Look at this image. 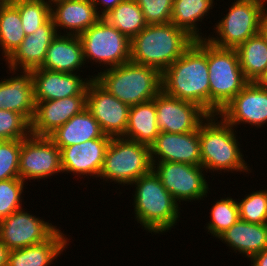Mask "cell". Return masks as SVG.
<instances>
[{
	"mask_svg": "<svg viewBox=\"0 0 267 266\" xmlns=\"http://www.w3.org/2000/svg\"><path fill=\"white\" fill-rule=\"evenodd\" d=\"M263 5V12L267 13V8H265L264 4L267 2V0H259ZM266 1V2H265Z\"/></svg>",
	"mask_w": 267,
	"mask_h": 266,
	"instance_id": "obj_44",
	"label": "cell"
},
{
	"mask_svg": "<svg viewBox=\"0 0 267 266\" xmlns=\"http://www.w3.org/2000/svg\"><path fill=\"white\" fill-rule=\"evenodd\" d=\"M57 230L48 240L9 252L8 266H48L59 257L68 244V238Z\"/></svg>",
	"mask_w": 267,
	"mask_h": 266,
	"instance_id": "obj_25",
	"label": "cell"
},
{
	"mask_svg": "<svg viewBox=\"0 0 267 266\" xmlns=\"http://www.w3.org/2000/svg\"><path fill=\"white\" fill-rule=\"evenodd\" d=\"M111 139L112 137L104 134L101 138L62 148L60 151L63 172L99 177Z\"/></svg>",
	"mask_w": 267,
	"mask_h": 266,
	"instance_id": "obj_19",
	"label": "cell"
},
{
	"mask_svg": "<svg viewBox=\"0 0 267 266\" xmlns=\"http://www.w3.org/2000/svg\"><path fill=\"white\" fill-rule=\"evenodd\" d=\"M216 116L209 115L199 126L201 166L205 171L210 169L209 172H249L234 133L235 127L222 118L218 121Z\"/></svg>",
	"mask_w": 267,
	"mask_h": 266,
	"instance_id": "obj_5",
	"label": "cell"
},
{
	"mask_svg": "<svg viewBox=\"0 0 267 266\" xmlns=\"http://www.w3.org/2000/svg\"><path fill=\"white\" fill-rule=\"evenodd\" d=\"M86 99L87 96H72L35 102V114L30 123V133L49 137L74 115L86 108Z\"/></svg>",
	"mask_w": 267,
	"mask_h": 266,
	"instance_id": "obj_18",
	"label": "cell"
},
{
	"mask_svg": "<svg viewBox=\"0 0 267 266\" xmlns=\"http://www.w3.org/2000/svg\"><path fill=\"white\" fill-rule=\"evenodd\" d=\"M7 0H0V7L6 2Z\"/></svg>",
	"mask_w": 267,
	"mask_h": 266,
	"instance_id": "obj_45",
	"label": "cell"
},
{
	"mask_svg": "<svg viewBox=\"0 0 267 266\" xmlns=\"http://www.w3.org/2000/svg\"><path fill=\"white\" fill-rule=\"evenodd\" d=\"M210 115H217L248 83L236 49L220 48L207 40Z\"/></svg>",
	"mask_w": 267,
	"mask_h": 266,
	"instance_id": "obj_6",
	"label": "cell"
},
{
	"mask_svg": "<svg viewBox=\"0 0 267 266\" xmlns=\"http://www.w3.org/2000/svg\"><path fill=\"white\" fill-rule=\"evenodd\" d=\"M233 127L241 123L260 127L267 122V90L249 82L217 114Z\"/></svg>",
	"mask_w": 267,
	"mask_h": 266,
	"instance_id": "obj_15",
	"label": "cell"
},
{
	"mask_svg": "<svg viewBox=\"0 0 267 266\" xmlns=\"http://www.w3.org/2000/svg\"><path fill=\"white\" fill-rule=\"evenodd\" d=\"M104 135L97 120L85 108L59 127L49 137L60 148L80 144Z\"/></svg>",
	"mask_w": 267,
	"mask_h": 266,
	"instance_id": "obj_26",
	"label": "cell"
},
{
	"mask_svg": "<svg viewBox=\"0 0 267 266\" xmlns=\"http://www.w3.org/2000/svg\"><path fill=\"white\" fill-rule=\"evenodd\" d=\"M30 134V123L21 114L0 110V140L25 139Z\"/></svg>",
	"mask_w": 267,
	"mask_h": 266,
	"instance_id": "obj_36",
	"label": "cell"
},
{
	"mask_svg": "<svg viewBox=\"0 0 267 266\" xmlns=\"http://www.w3.org/2000/svg\"><path fill=\"white\" fill-rule=\"evenodd\" d=\"M57 32L52 17L31 35H26L22 43L5 61L10 73L20 70L31 71L41 68L46 57V51ZM21 67V68H20Z\"/></svg>",
	"mask_w": 267,
	"mask_h": 266,
	"instance_id": "obj_20",
	"label": "cell"
},
{
	"mask_svg": "<svg viewBox=\"0 0 267 266\" xmlns=\"http://www.w3.org/2000/svg\"><path fill=\"white\" fill-rule=\"evenodd\" d=\"M259 34L264 38L267 43V13L263 12L260 19Z\"/></svg>",
	"mask_w": 267,
	"mask_h": 266,
	"instance_id": "obj_42",
	"label": "cell"
},
{
	"mask_svg": "<svg viewBox=\"0 0 267 266\" xmlns=\"http://www.w3.org/2000/svg\"><path fill=\"white\" fill-rule=\"evenodd\" d=\"M102 19L130 40L148 25L136 0H124Z\"/></svg>",
	"mask_w": 267,
	"mask_h": 266,
	"instance_id": "obj_30",
	"label": "cell"
},
{
	"mask_svg": "<svg viewBox=\"0 0 267 266\" xmlns=\"http://www.w3.org/2000/svg\"><path fill=\"white\" fill-rule=\"evenodd\" d=\"M10 250L0 241V266H8Z\"/></svg>",
	"mask_w": 267,
	"mask_h": 266,
	"instance_id": "obj_41",
	"label": "cell"
},
{
	"mask_svg": "<svg viewBox=\"0 0 267 266\" xmlns=\"http://www.w3.org/2000/svg\"><path fill=\"white\" fill-rule=\"evenodd\" d=\"M157 127L160 132L186 133L199 129L209 116L198 105L172 97L161 90L155 97Z\"/></svg>",
	"mask_w": 267,
	"mask_h": 266,
	"instance_id": "obj_14",
	"label": "cell"
},
{
	"mask_svg": "<svg viewBox=\"0 0 267 266\" xmlns=\"http://www.w3.org/2000/svg\"><path fill=\"white\" fill-rule=\"evenodd\" d=\"M136 187L134 212L137 222L150 233H163L176 225L180 207L152 169L132 183Z\"/></svg>",
	"mask_w": 267,
	"mask_h": 266,
	"instance_id": "obj_3",
	"label": "cell"
},
{
	"mask_svg": "<svg viewBox=\"0 0 267 266\" xmlns=\"http://www.w3.org/2000/svg\"><path fill=\"white\" fill-rule=\"evenodd\" d=\"M79 38L85 62L89 59L112 68L130 61V39L102 17Z\"/></svg>",
	"mask_w": 267,
	"mask_h": 266,
	"instance_id": "obj_9",
	"label": "cell"
},
{
	"mask_svg": "<svg viewBox=\"0 0 267 266\" xmlns=\"http://www.w3.org/2000/svg\"><path fill=\"white\" fill-rule=\"evenodd\" d=\"M162 90L210 115L207 40L198 39L162 73Z\"/></svg>",
	"mask_w": 267,
	"mask_h": 266,
	"instance_id": "obj_1",
	"label": "cell"
},
{
	"mask_svg": "<svg viewBox=\"0 0 267 266\" xmlns=\"http://www.w3.org/2000/svg\"><path fill=\"white\" fill-rule=\"evenodd\" d=\"M152 168L149 145L123 137H112L99 177L105 181L131 185Z\"/></svg>",
	"mask_w": 267,
	"mask_h": 266,
	"instance_id": "obj_7",
	"label": "cell"
},
{
	"mask_svg": "<svg viewBox=\"0 0 267 266\" xmlns=\"http://www.w3.org/2000/svg\"><path fill=\"white\" fill-rule=\"evenodd\" d=\"M25 38L18 9L7 0L0 7V47L8 58Z\"/></svg>",
	"mask_w": 267,
	"mask_h": 266,
	"instance_id": "obj_31",
	"label": "cell"
},
{
	"mask_svg": "<svg viewBox=\"0 0 267 266\" xmlns=\"http://www.w3.org/2000/svg\"><path fill=\"white\" fill-rule=\"evenodd\" d=\"M21 139L0 140V181L19 178Z\"/></svg>",
	"mask_w": 267,
	"mask_h": 266,
	"instance_id": "obj_37",
	"label": "cell"
},
{
	"mask_svg": "<svg viewBox=\"0 0 267 266\" xmlns=\"http://www.w3.org/2000/svg\"><path fill=\"white\" fill-rule=\"evenodd\" d=\"M86 108L105 135L122 137L125 134L130 106L114 97L95 79L87 87Z\"/></svg>",
	"mask_w": 267,
	"mask_h": 266,
	"instance_id": "obj_12",
	"label": "cell"
},
{
	"mask_svg": "<svg viewBox=\"0 0 267 266\" xmlns=\"http://www.w3.org/2000/svg\"><path fill=\"white\" fill-rule=\"evenodd\" d=\"M194 41L185 30L171 22L147 25L130 40V61L163 73Z\"/></svg>",
	"mask_w": 267,
	"mask_h": 266,
	"instance_id": "obj_2",
	"label": "cell"
},
{
	"mask_svg": "<svg viewBox=\"0 0 267 266\" xmlns=\"http://www.w3.org/2000/svg\"><path fill=\"white\" fill-rule=\"evenodd\" d=\"M94 76L103 88L129 106L153 100L162 90V73L158 69L132 61Z\"/></svg>",
	"mask_w": 267,
	"mask_h": 266,
	"instance_id": "obj_4",
	"label": "cell"
},
{
	"mask_svg": "<svg viewBox=\"0 0 267 266\" xmlns=\"http://www.w3.org/2000/svg\"><path fill=\"white\" fill-rule=\"evenodd\" d=\"M24 184L20 178L0 181V221L22 208L21 195Z\"/></svg>",
	"mask_w": 267,
	"mask_h": 266,
	"instance_id": "obj_35",
	"label": "cell"
},
{
	"mask_svg": "<svg viewBox=\"0 0 267 266\" xmlns=\"http://www.w3.org/2000/svg\"><path fill=\"white\" fill-rule=\"evenodd\" d=\"M262 14L263 5L259 0H234L228 14L214 26L217 38L209 35L206 40L220 48L236 49L259 33Z\"/></svg>",
	"mask_w": 267,
	"mask_h": 266,
	"instance_id": "obj_8",
	"label": "cell"
},
{
	"mask_svg": "<svg viewBox=\"0 0 267 266\" xmlns=\"http://www.w3.org/2000/svg\"><path fill=\"white\" fill-rule=\"evenodd\" d=\"M214 0H173L171 23L185 30L195 40L205 39L200 35L197 21L213 8ZM201 19V20H200Z\"/></svg>",
	"mask_w": 267,
	"mask_h": 266,
	"instance_id": "obj_28",
	"label": "cell"
},
{
	"mask_svg": "<svg viewBox=\"0 0 267 266\" xmlns=\"http://www.w3.org/2000/svg\"><path fill=\"white\" fill-rule=\"evenodd\" d=\"M35 105L32 71L23 70L22 75L0 80V110L15 111L31 123Z\"/></svg>",
	"mask_w": 267,
	"mask_h": 266,
	"instance_id": "obj_22",
	"label": "cell"
},
{
	"mask_svg": "<svg viewBox=\"0 0 267 266\" xmlns=\"http://www.w3.org/2000/svg\"><path fill=\"white\" fill-rule=\"evenodd\" d=\"M237 204L240 220L267 224V190L253 191Z\"/></svg>",
	"mask_w": 267,
	"mask_h": 266,
	"instance_id": "obj_34",
	"label": "cell"
},
{
	"mask_svg": "<svg viewBox=\"0 0 267 266\" xmlns=\"http://www.w3.org/2000/svg\"><path fill=\"white\" fill-rule=\"evenodd\" d=\"M31 71L35 102L87 96L88 84L95 78L91 76L83 81L80 74L76 73H62L43 68Z\"/></svg>",
	"mask_w": 267,
	"mask_h": 266,
	"instance_id": "obj_17",
	"label": "cell"
},
{
	"mask_svg": "<svg viewBox=\"0 0 267 266\" xmlns=\"http://www.w3.org/2000/svg\"><path fill=\"white\" fill-rule=\"evenodd\" d=\"M210 214L211 219L206 228L217 238L240 219L237 200L231 197L216 201Z\"/></svg>",
	"mask_w": 267,
	"mask_h": 266,
	"instance_id": "obj_33",
	"label": "cell"
},
{
	"mask_svg": "<svg viewBox=\"0 0 267 266\" xmlns=\"http://www.w3.org/2000/svg\"><path fill=\"white\" fill-rule=\"evenodd\" d=\"M255 83H256L259 87H261V88L267 90V68H266L265 71H264V72L257 78V80L255 81Z\"/></svg>",
	"mask_w": 267,
	"mask_h": 266,
	"instance_id": "obj_43",
	"label": "cell"
},
{
	"mask_svg": "<svg viewBox=\"0 0 267 266\" xmlns=\"http://www.w3.org/2000/svg\"><path fill=\"white\" fill-rule=\"evenodd\" d=\"M85 65L79 36L57 34L46 51L41 68L62 73H76Z\"/></svg>",
	"mask_w": 267,
	"mask_h": 266,
	"instance_id": "obj_23",
	"label": "cell"
},
{
	"mask_svg": "<svg viewBox=\"0 0 267 266\" xmlns=\"http://www.w3.org/2000/svg\"><path fill=\"white\" fill-rule=\"evenodd\" d=\"M63 173L60 148L48 136L30 134L21 139L19 178L25 180L47 179Z\"/></svg>",
	"mask_w": 267,
	"mask_h": 266,
	"instance_id": "obj_10",
	"label": "cell"
},
{
	"mask_svg": "<svg viewBox=\"0 0 267 266\" xmlns=\"http://www.w3.org/2000/svg\"><path fill=\"white\" fill-rule=\"evenodd\" d=\"M54 1H56V0H48L49 3H52V2H54Z\"/></svg>",
	"mask_w": 267,
	"mask_h": 266,
	"instance_id": "obj_46",
	"label": "cell"
},
{
	"mask_svg": "<svg viewBox=\"0 0 267 266\" xmlns=\"http://www.w3.org/2000/svg\"><path fill=\"white\" fill-rule=\"evenodd\" d=\"M250 260L252 266H267V249L254 255Z\"/></svg>",
	"mask_w": 267,
	"mask_h": 266,
	"instance_id": "obj_40",
	"label": "cell"
},
{
	"mask_svg": "<svg viewBox=\"0 0 267 266\" xmlns=\"http://www.w3.org/2000/svg\"><path fill=\"white\" fill-rule=\"evenodd\" d=\"M57 230L21 208L0 221V241L9 250L25 248L48 240Z\"/></svg>",
	"mask_w": 267,
	"mask_h": 266,
	"instance_id": "obj_13",
	"label": "cell"
},
{
	"mask_svg": "<svg viewBox=\"0 0 267 266\" xmlns=\"http://www.w3.org/2000/svg\"><path fill=\"white\" fill-rule=\"evenodd\" d=\"M51 5L56 31L66 28L67 35L79 36L101 18L92 0H56Z\"/></svg>",
	"mask_w": 267,
	"mask_h": 266,
	"instance_id": "obj_21",
	"label": "cell"
},
{
	"mask_svg": "<svg viewBox=\"0 0 267 266\" xmlns=\"http://www.w3.org/2000/svg\"><path fill=\"white\" fill-rule=\"evenodd\" d=\"M149 148L152 162H181L201 166L199 129L186 133L159 132Z\"/></svg>",
	"mask_w": 267,
	"mask_h": 266,
	"instance_id": "obj_16",
	"label": "cell"
},
{
	"mask_svg": "<svg viewBox=\"0 0 267 266\" xmlns=\"http://www.w3.org/2000/svg\"><path fill=\"white\" fill-rule=\"evenodd\" d=\"M218 239L233 248L235 253L238 251L251 259L267 249V224H253L239 219Z\"/></svg>",
	"mask_w": 267,
	"mask_h": 266,
	"instance_id": "obj_24",
	"label": "cell"
},
{
	"mask_svg": "<svg viewBox=\"0 0 267 266\" xmlns=\"http://www.w3.org/2000/svg\"><path fill=\"white\" fill-rule=\"evenodd\" d=\"M245 78L255 82L267 68V43L258 33L236 48Z\"/></svg>",
	"mask_w": 267,
	"mask_h": 266,
	"instance_id": "obj_29",
	"label": "cell"
},
{
	"mask_svg": "<svg viewBox=\"0 0 267 266\" xmlns=\"http://www.w3.org/2000/svg\"><path fill=\"white\" fill-rule=\"evenodd\" d=\"M152 164V169L159 176L163 187L176 202L195 201L207 197L210 188L204 178L205 169L202 166L181 162H152Z\"/></svg>",
	"mask_w": 267,
	"mask_h": 266,
	"instance_id": "obj_11",
	"label": "cell"
},
{
	"mask_svg": "<svg viewBox=\"0 0 267 266\" xmlns=\"http://www.w3.org/2000/svg\"><path fill=\"white\" fill-rule=\"evenodd\" d=\"M155 98L130 106L125 139L149 145L159 135Z\"/></svg>",
	"mask_w": 267,
	"mask_h": 266,
	"instance_id": "obj_27",
	"label": "cell"
},
{
	"mask_svg": "<svg viewBox=\"0 0 267 266\" xmlns=\"http://www.w3.org/2000/svg\"><path fill=\"white\" fill-rule=\"evenodd\" d=\"M124 0H92L97 13L102 17L103 15H105L108 11L114 9L119 3L123 2ZM101 2V3H100ZM101 4H103V11L101 10V14L100 11H98V5L101 6Z\"/></svg>",
	"mask_w": 267,
	"mask_h": 266,
	"instance_id": "obj_39",
	"label": "cell"
},
{
	"mask_svg": "<svg viewBox=\"0 0 267 266\" xmlns=\"http://www.w3.org/2000/svg\"><path fill=\"white\" fill-rule=\"evenodd\" d=\"M19 11L26 35L34 33L51 17V3L47 0H9Z\"/></svg>",
	"mask_w": 267,
	"mask_h": 266,
	"instance_id": "obj_32",
	"label": "cell"
},
{
	"mask_svg": "<svg viewBox=\"0 0 267 266\" xmlns=\"http://www.w3.org/2000/svg\"><path fill=\"white\" fill-rule=\"evenodd\" d=\"M148 25L171 22L173 0H136Z\"/></svg>",
	"mask_w": 267,
	"mask_h": 266,
	"instance_id": "obj_38",
	"label": "cell"
}]
</instances>
